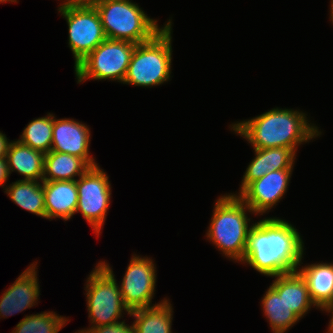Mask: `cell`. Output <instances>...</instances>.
I'll list each match as a JSON object with an SVG mask.
<instances>
[{"label":"cell","mask_w":333,"mask_h":333,"mask_svg":"<svg viewBox=\"0 0 333 333\" xmlns=\"http://www.w3.org/2000/svg\"><path fill=\"white\" fill-rule=\"evenodd\" d=\"M304 255V242L297 229L277 217L252 224L243 263L265 276L297 271Z\"/></svg>","instance_id":"6da1fadb"},{"label":"cell","mask_w":333,"mask_h":333,"mask_svg":"<svg viewBox=\"0 0 333 333\" xmlns=\"http://www.w3.org/2000/svg\"><path fill=\"white\" fill-rule=\"evenodd\" d=\"M306 115L299 110L276 107L251 119L237 121L230 129L246 139L253 149L284 147L297 152V146L322 133L314 123H309Z\"/></svg>","instance_id":"7a4b0ae2"},{"label":"cell","mask_w":333,"mask_h":333,"mask_svg":"<svg viewBox=\"0 0 333 333\" xmlns=\"http://www.w3.org/2000/svg\"><path fill=\"white\" fill-rule=\"evenodd\" d=\"M213 208L205 236L229 260L242 263L252 226L247 213L252 214L253 211L232 193L220 196Z\"/></svg>","instance_id":"3957f363"},{"label":"cell","mask_w":333,"mask_h":333,"mask_svg":"<svg viewBox=\"0 0 333 333\" xmlns=\"http://www.w3.org/2000/svg\"><path fill=\"white\" fill-rule=\"evenodd\" d=\"M172 20L151 40L136 45L123 84L154 87L170 80Z\"/></svg>","instance_id":"277c9868"},{"label":"cell","mask_w":333,"mask_h":333,"mask_svg":"<svg viewBox=\"0 0 333 333\" xmlns=\"http://www.w3.org/2000/svg\"><path fill=\"white\" fill-rule=\"evenodd\" d=\"M91 3L98 11L108 39L139 44L151 40L164 28L131 0H96Z\"/></svg>","instance_id":"5b68a950"},{"label":"cell","mask_w":333,"mask_h":333,"mask_svg":"<svg viewBox=\"0 0 333 333\" xmlns=\"http://www.w3.org/2000/svg\"><path fill=\"white\" fill-rule=\"evenodd\" d=\"M88 276L84 290L91 323L89 328L115 323L122 318L124 311L130 315L112 267L108 263L99 261Z\"/></svg>","instance_id":"8992f818"},{"label":"cell","mask_w":333,"mask_h":333,"mask_svg":"<svg viewBox=\"0 0 333 333\" xmlns=\"http://www.w3.org/2000/svg\"><path fill=\"white\" fill-rule=\"evenodd\" d=\"M136 45L107 38L74 67L77 83L87 79L123 83Z\"/></svg>","instance_id":"52a82bcc"},{"label":"cell","mask_w":333,"mask_h":333,"mask_svg":"<svg viewBox=\"0 0 333 333\" xmlns=\"http://www.w3.org/2000/svg\"><path fill=\"white\" fill-rule=\"evenodd\" d=\"M58 12L68 24V45L75 67L107 37L98 11L91 2L60 5Z\"/></svg>","instance_id":"ba28073f"},{"label":"cell","mask_w":333,"mask_h":333,"mask_svg":"<svg viewBox=\"0 0 333 333\" xmlns=\"http://www.w3.org/2000/svg\"><path fill=\"white\" fill-rule=\"evenodd\" d=\"M108 175L99 165L90 167L76 180L78 205L81 213L97 237L103 228L110 206L111 184Z\"/></svg>","instance_id":"9c48e42d"},{"label":"cell","mask_w":333,"mask_h":333,"mask_svg":"<svg viewBox=\"0 0 333 333\" xmlns=\"http://www.w3.org/2000/svg\"><path fill=\"white\" fill-rule=\"evenodd\" d=\"M153 259L132 255L120 287L125 306L131 311L150 307L156 286V267Z\"/></svg>","instance_id":"30bf717a"},{"label":"cell","mask_w":333,"mask_h":333,"mask_svg":"<svg viewBox=\"0 0 333 333\" xmlns=\"http://www.w3.org/2000/svg\"><path fill=\"white\" fill-rule=\"evenodd\" d=\"M293 169L268 172L251 182L238 197L253 211V215L269 212L283 198Z\"/></svg>","instance_id":"8fae6325"},{"label":"cell","mask_w":333,"mask_h":333,"mask_svg":"<svg viewBox=\"0 0 333 333\" xmlns=\"http://www.w3.org/2000/svg\"><path fill=\"white\" fill-rule=\"evenodd\" d=\"M90 133L89 127L80 121L56 119L53 115L51 151L68 153L82 158L90 167L97 166L93 156L89 155Z\"/></svg>","instance_id":"7c38bea8"},{"label":"cell","mask_w":333,"mask_h":333,"mask_svg":"<svg viewBox=\"0 0 333 333\" xmlns=\"http://www.w3.org/2000/svg\"><path fill=\"white\" fill-rule=\"evenodd\" d=\"M37 267V262L30 264L4 291L0 297V319L20 313L37 304L40 295Z\"/></svg>","instance_id":"4fadbf2b"},{"label":"cell","mask_w":333,"mask_h":333,"mask_svg":"<svg viewBox=\"0 0 333 333\" xmlns=\"http://www.w3.org/2000/svg\"><path fill=\"white\" fill-rule=\"evenodd\" d=\"M255 157L249 163L241 181L238 196L251 182L260 179L268 172L293 169L296 152L291 148L272 147L253 149Z\"/></svg>","instance_id":"5bb4252c"},{"label":"cell","mask_w":333,"mask_h":333,"mask_svg":"<svg viewBox=\"0 0 333 333\" xmlns=\"http://www.w3.org/2000/svg\"><path fill=\"white\" fill-rule=\"evenodd\" d=\"M46 219L62 218L67 221L78 205L76 181H43Z\"/></svg>","instance_id":"9a60e30c"},{"label":"cell","mask_w":333,"mask_h":333,"mask_svg":"<svg viewBox=\"0 0 333 333\" xmlns=\"http://www.w3.org/2000/svg\"><path fill=\"white\" fill-rule=\"evenodd\" d=\"M270 285L284 302L300 319L314 306L312 302L308 285L301 273L297 271L284 273L278 276Z\"/></svg>","instance_id":"2e32d148"},{"label":"cell","mask_w":333,"mask_h":333,"mask_svg":"<svg viewBox=\"0 0 333 333\" xmlns=\"http://www.w3.org/2000/svg\"><path fill=\"white\" fill-rule=\"evenodd\" d=\"M44 156L18 140L12 141L6 155L9 175L15 171L24 176L23 180L43 181Z\"/></svg>","instance_id":"e0dca14e"},{"label":"cell","mask_w":333,"mask_h":333,"mask_svg":"<svg viewBox=\"0 0 333 333\" xmlns=\"http://www.w3.org/2000/svg\"><path fill=\"white\" fill-rule=\"evenodd\" d=\"M307 282L309 295L321 311L333 303V263H313L298 269Z\"/></svg>","instance_id":"ac0fdd59"},{"label":"cell","mask_w":333,"mask_h":333,"mask_svg":"<svg viewBox=\"0 0 333 333\" xmlns=\"http://www.w3.org/2000/svg\"><path fill=\"white\" fill-rule=\"evenodd\" d=\"M135 333H172L173 308L166 298L153 306L130 312Z\"/></svg>","instance_id":"d6986e66"},{"label":"cell","mask_w":333,"mask_h":333,"mask_svg":"<svg viewBox=\"0 0 333 333\" xmlns=\"http://www.w3.org/2000/svg\"><path fill=\"white\" fill-rule=\"evenodd\" d=\"M90 166L79 157L68 153L49 151L44 156L43 181H76Z\"/></svg>","instance_id":"ffe728a7"},{"label":"cell","mask_w":333,"mask_h":333,"mask_svg":"<svg viewBox=\"0 0 333 333\" xmlns=\"http://www.w3.org/2000/svg\"><path fill=\"white\" fill-rule=\"evenodd\" d=\"M6 187L4 193L11 201L22 209L46 219L43 181L19 179Z\"/></svg>","instance_id":"44dd1931"},{"label":"cell","mask_w":333,"mask_h":333,"mask_svg":"<svg viewBox=\"0 0 333 333\" xmlns=\"http://www.w3.org/2000/svg\"><path fill=\"white\" fill-rule=\"evenodd\" d=\"M262 310L273 333H285L293 327L300 318L288 308L279 294L271 287L267 289L262 299Z\"/></svg>","instance_id":"7402d4cb"},{"label":"cell","mask_w":333,"mask_h":333,"mask_svg":"<svg viewBox=\"0 0 333 333\" xmlns=\"http://www.w3.org/2000/svg\"><path fill=\"white\" fill-rule=\"evenodd\" d=\"M53 130V113L36 118L22 131L18 141L44 154L51 150Z\"/></svg>","instance_id":"603a6c76"},{"label":"cell","mask_w":333,"mask_h":333,"mask_svg":"<svg viewBox=\"0 0 333 333\" xmlns=\"http://www.w3.org/2000/svg\"><path fill=\"white\" fill-rule=\"evenodd\" d=\"M69 319L56 312H41L25 316L12 333H58Z\"/></svg>","instance_id":"cb8c5ba5"},{"label":"cell","mask_w":333,"mask_h":333,"mask_svg":"<svg viewBox=\"0 0 333 333\" xmlns=\"http://www.w3.org/2000/svg\"><path fill=\"white\" fill-rule=\"evenodd\" d=\"M78 333H135V330L133 323L129 326L125 324V320H123L96 328L82 329L79 330Z\"/></svg>","instance_id":"d4e9b609"},{"label":"cell","mask_w":333,"mask_h":333,"mask_svg":"<svg viewBox=\"0 0 333 333\" xmlns=\"http://www.w3.org/2000/svg\"><path fill=\"white\" fill-rule=\"evenodd\" d=\"M9 171L6 158H0V186L6 184L9 178Z\"/></svg>","instance_id":"484cf974"},{"label":"cell","mask_w":333,"mask_h":333,"mask_svg":"<svg viewBox=\"0 0 333 333\" xmlns=\"http://www.w3.org/2000/svg\"><path fill=\"white\" fill-rule=\"evenodd\" d=\"M0 131V158H6L11 141Z\"/></svg>","instance_id":"4316f807"},{"label":"cell","mask_w":333,"mask_h":333,"mask_svg":"<svg viewBox=\"0 0 333 333\" xmlns=\"http://www.w3.org/2000/svg\"><path fill=\"white\" fill-rule=\"evenodd\" d=\"M322 311H325L327 313H331V319L329 321L327 333H333V303L326 306Z\"/></svg>","instance_id":"83f0119b"},{"label":"cell","mask_w":333,"mask_h":333,"mask_svg":"<svg viewBox=\"0 0 333 333\" xmlns=\"http://www.w3.org/2000/svg\"><path fill=\"white\" fill-rule=\"evenodd\" d=\"M85 2V0H64L61 5Z\"/></svg>","instance_id":"f1b7e54d"},{"label":"cell","mask_w":333,"mask_h":333,"mask_svg":"<svg viewBox=\"0 0 333 333\" xmlns=\"http://www.w3.org/2000/svg\"><path fill=\"white\" fill-rule=\"evenodd\" d=\"M331 8H330V20L332 21L333 23V0H331Z\"/></svg>","instance_id":"f546056e"},{"label":"cell","mask_w":333,"mask_h":333,"mask_svg":"<svg viewBox=\"0 0 333 333\" xmlns=\"http://www.w3.org/2000/svg\"><path fill=\"white\" fill-rule=\"evenodd\" d=\"M5 2H18L17 0H0V3H5Z\"/></svg>","instance_id":"4dcf8cb0"},{"label":"cell","mask_w":333,"mask_h":333,"mask_svg":"<svg viewBox=\"0 0 333 333\" xmlns=\"http://www.w3.org/2000/svg\"><path fill=\"white\" fill-rule=\"evenodd\" d=\"M93 1H96V0H85V2H93Z\"/></svg>","instance_id":"1f68e13d"}]
</instances>
